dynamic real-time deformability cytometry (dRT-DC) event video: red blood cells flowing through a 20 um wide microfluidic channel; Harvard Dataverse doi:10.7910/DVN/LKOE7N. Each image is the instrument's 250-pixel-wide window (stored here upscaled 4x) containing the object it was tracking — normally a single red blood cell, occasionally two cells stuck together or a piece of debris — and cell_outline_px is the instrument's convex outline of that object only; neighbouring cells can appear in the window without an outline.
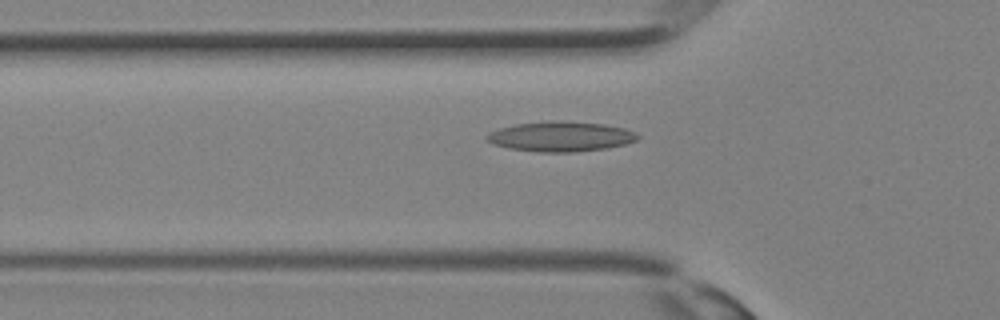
{"species": "Egyptian fruit bat (a non-hibernating species)", "species_latin": "Rousettus aegyptiacus", "temperature_condition": "room temperature", "stored_images_in_passage": 9, "camera_frame_rate_fps": 3000, "um_per_image_px": 0.085, "animal": {"sex": "female"}, "frame": {"image": 1, "passage_image": 8, "time_ms": 2.333, "image_size_px": [1000, 320], "cell_outline_px": [[640, 136], [636, 140], [624, 144], [608, 148], [572, 152], [540, 152], [508, 148], [492, 144], [484, 136], [488, 132], [500, 128], [516, 124], [552, 120], [556, 120], [604, 124], [624, 128], [636, 132]], "centroid_in_image_um": [47.64, 11.6], "position_along_channel_um": 78.2, "area_um2": 26.41}}